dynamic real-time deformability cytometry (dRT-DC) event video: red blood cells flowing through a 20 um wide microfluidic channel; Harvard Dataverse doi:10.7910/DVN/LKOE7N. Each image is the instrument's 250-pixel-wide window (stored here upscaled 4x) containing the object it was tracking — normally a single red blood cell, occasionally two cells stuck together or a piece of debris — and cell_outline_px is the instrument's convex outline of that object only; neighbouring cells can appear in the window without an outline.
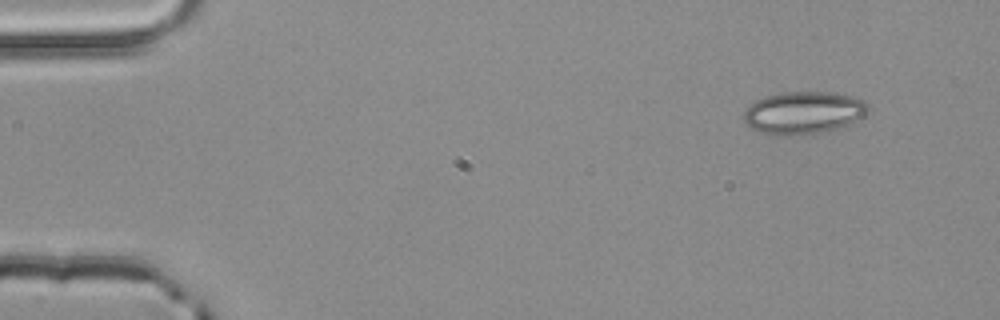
{"species": "common noctule bat (a hibernating species)", "species_latin": "Nyctalus noctula", "temperature_condition": "room temperature", "stored_images_in_passage": 2, "camera_frame_rate_fps": 3000, "um_per_image_px": 0.085, "animal": {"sex": "male", "body_mass_g": 20.4}, "frame": {"image": 1, "passage_image": 1, "time_ms": 0.0, "image_size_px": [1000, 320], "cell_outline_px": [[868, 108], [864, 116], [848, 124], [836, 128], [820, 132], [780, 136], [776, 136], [760, 132], [752, 128], [744, 120], [744, 112], [748, 104], [764, 96], [784, 92], [836, 92], [852, 96], [868, 104]], "centroid_in_image_um": [68.26, 9.57], "position_along_channel_um": 16.7, "area_um2": 30.63}}